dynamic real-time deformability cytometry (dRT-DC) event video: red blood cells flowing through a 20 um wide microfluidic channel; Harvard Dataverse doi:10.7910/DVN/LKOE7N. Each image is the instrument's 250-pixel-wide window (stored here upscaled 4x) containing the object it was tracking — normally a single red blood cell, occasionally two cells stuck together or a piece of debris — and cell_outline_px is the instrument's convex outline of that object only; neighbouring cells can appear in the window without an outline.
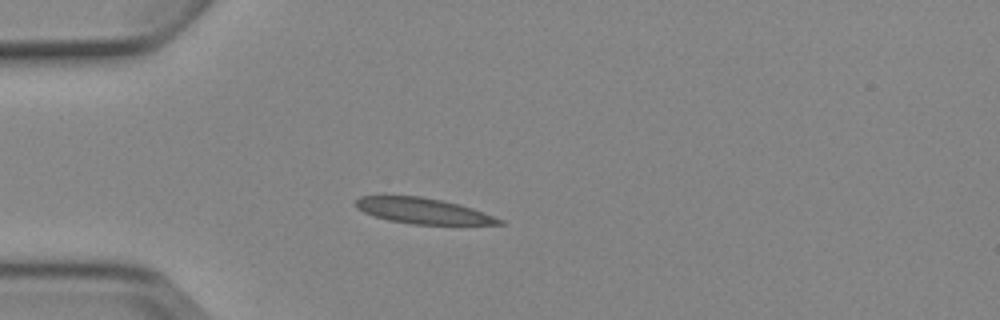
{"species": "Egyptian fruit bat (a non-hibernating species)", "species_latin": "Rousettus aegyptiacus", "temperature_condition": "cold", "stored_images_in_passage": 7, "camera_frame_rate_fps": 3000, "um_per_image_px": 0.085, "animal": {"sex": "female"}, "frame": {"image": 1, "passage_image": 3, "time_ms": 3.333, "image_size_px": [1000, 320], "cell_outline_px": [[504, 224], [412, 224], [388, 220], [364, 212], [356, 208], [356, 200], [360, 196], [420, 196], [440, 200], [472, 208], [504, 220]], "centroid_in_image_um": [35.93, 17.92], "position_along_channel_um": 49.1, "area_um2": 21.04}}
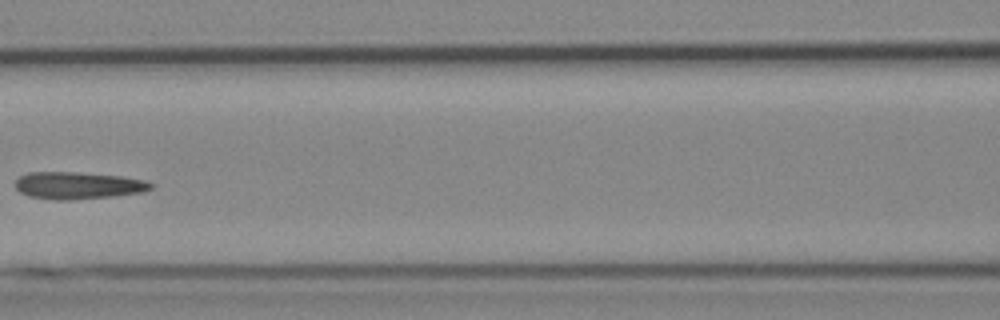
{"frame": {"image": 2, "passage_image": 6, "time_ms": 6.667, "image_size_px": [1000, 320], "cell_outline_px": [[152, 188], [144, 192], [116, 196], [72, 200], [52, 200], [28, 196], [20, 192], [12, 184], [20, 176], [28, 172], [72, 172], [120, 176], [144, 180], [152, 184]], "centroid_in_image_um": [6.59, 15.78], "position_along_channel_um": 160.0, "area_um2": 21.62}}
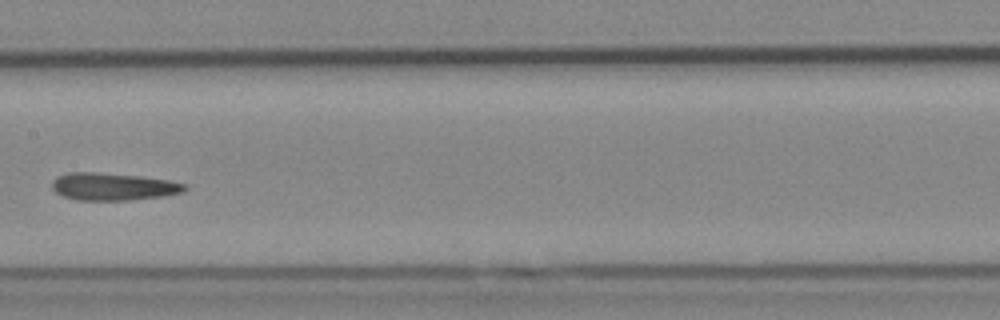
{"frame": {"image": 3, "passage_image": 7, "time_ms": 7.667, "image_size_px": [1000, 320], "cell_outline_px": [[188, 188], [184, 192], [164, 196], [128, 200], [76, 200], [64, 196], [56, 192], [52, 188], [52, 180], [56, 176], [68, 172], [92, 172], [140, 176], [168, 180], [188, 184]], "centroid_in_image_um": [9.63, 15.86], "position_along_channel_um": 197.8, "area_um2": 21.33}}